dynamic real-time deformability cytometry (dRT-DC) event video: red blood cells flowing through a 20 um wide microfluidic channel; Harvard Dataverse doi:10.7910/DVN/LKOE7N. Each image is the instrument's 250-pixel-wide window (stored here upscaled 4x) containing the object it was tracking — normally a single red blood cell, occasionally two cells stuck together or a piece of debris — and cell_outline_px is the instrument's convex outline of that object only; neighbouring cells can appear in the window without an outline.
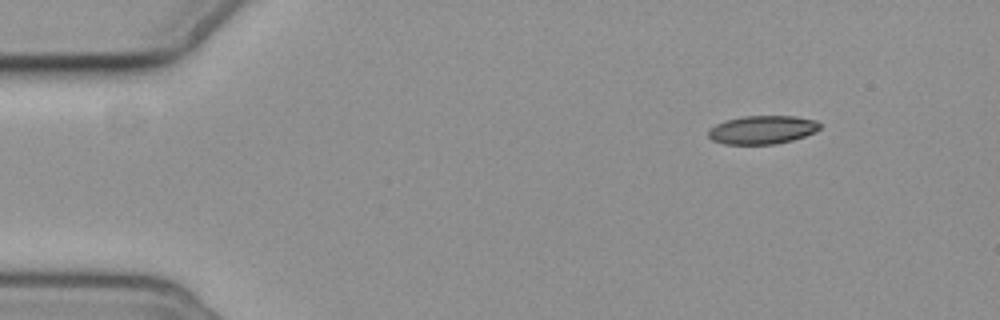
{"species": "common noctule bat (a hibernating species)", "species_latin": "Nyctalus noctula", "temperature_condition": "cold", "stored_images_in_passage": 3, "camera_frame_rate_fps": 3000, "um_per_image_px": 0.085, "animal": {"sex": "female", "body_mass_g": 19.3, "forearm_length_mm": 54.1}, "frame": {"image": 1, "passage_image": 1, "time_ms": 0.0, "image_size_px": [1000, 320], "cell_outline_px": [[820, 128], [816, 132], [792, 140], [776, 144], [724, 144], [712, 140], [708, 136], [708, 132], [716, 124], [728, 120], [744, 116], [796, 116], [816, 120], [820, 124]], "centroid_in_image_um": [64.83, 11.03], "position_along_channel_um": 20.2, "area_um2": 18.38}}